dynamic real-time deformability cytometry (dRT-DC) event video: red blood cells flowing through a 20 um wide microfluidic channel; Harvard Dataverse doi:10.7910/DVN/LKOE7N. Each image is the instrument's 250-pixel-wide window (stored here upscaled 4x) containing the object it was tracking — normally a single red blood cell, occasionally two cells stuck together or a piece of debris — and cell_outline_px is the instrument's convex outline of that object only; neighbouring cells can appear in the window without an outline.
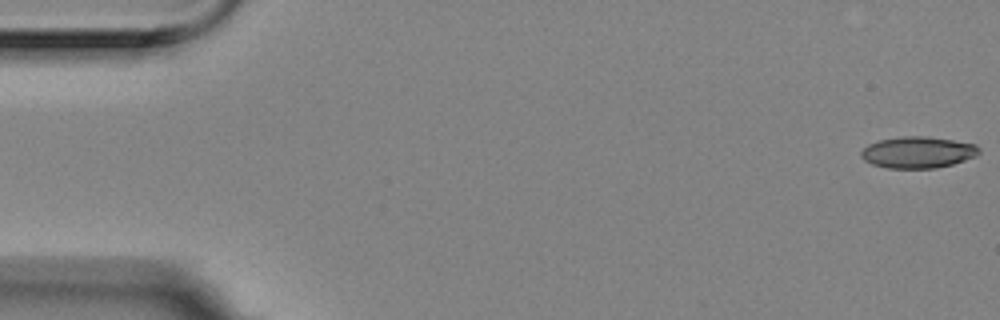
{"species": "Egyptian fruit bat (a non-hibernating species)", "species_latin": "Rousettus aegyptiacus", "temperature_condition": "room temperature", "stored_images_in_passage": 4, "camera_frame_rate_fps": 3000, "um_per_image_px": 0.085, "animal": {"sex": "female"}, "frame": {"image": 1, "passage_image": 1, "time_ms": 0.0, "image_size_px": [1000, 320], "cell_outline_px": [[980, 152], [976, 156], [952, 164], [936, 168], [888, 168], [872, 164], [864, 160], [860, 156], [860, 152], [868, 144], [880, 140], [904, 136], [924, 136], [952, 140], [976, 144], [980, 148]], "centroid_in_image_um": [78.01, 12.95], "position_along_channel_um": 7.0, "area_um2": 21.56}}